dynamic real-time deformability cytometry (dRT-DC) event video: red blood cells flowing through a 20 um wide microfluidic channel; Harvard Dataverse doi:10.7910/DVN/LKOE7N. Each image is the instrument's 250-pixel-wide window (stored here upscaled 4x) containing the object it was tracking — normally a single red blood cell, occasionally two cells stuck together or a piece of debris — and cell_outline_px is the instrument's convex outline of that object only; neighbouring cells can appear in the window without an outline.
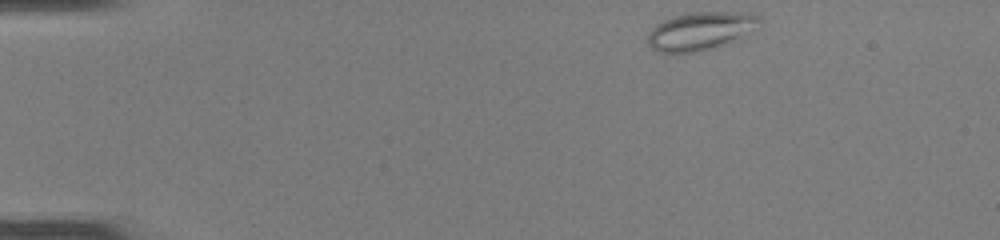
{"species": "common noctule bat (a hibernating species)", "species_latin": "Nyctalus noctula", "temperature_condition": "room temperature", "stored_images_in_passage": 43, "camera_frame_rate_fps": 3000, "um_per_image_px": 0.085, "animal": {"sex": "female", "body_mass_g": 22.0, "forearm_length_mm": 56.7}, "frame": {"image": 1, "passage_image": 1, "time_ms": 0.0, "image_size_px": [1000, 240], "cell_outline_px": [[764, 20], [740, 40], [716, 48], [700, 52], [660, 52], [652, 48], [648, 44], [648, 32], [656, 24], [664, 20], [676, 16], [692, 12], [756, 12]], "centroid_in_image_um": [59.63, 2.63], "position_along_channel_um": 25.4, "area_um2": 25.32}}
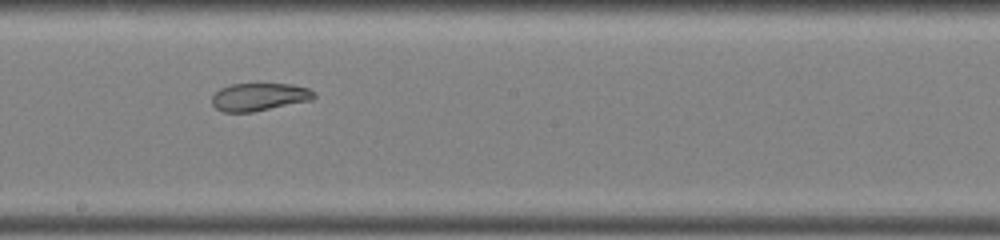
{"frame": {"image": 2, "passage_image": 22, "time_ms": 7.0, "image_size_px": [1000, 240], "cell_outline_px": [[316, 96], [312, 100], [252, 112], [224, 112], [216, 108], [212, 104], [212, 96], [220, 88], [232, 84], [256, 80], [292, 84], [308, 88]], "centroid_in_image_um": [22.02, 8.18], "position_along_channel_um": 226.2, "area_um2": 17.28}}
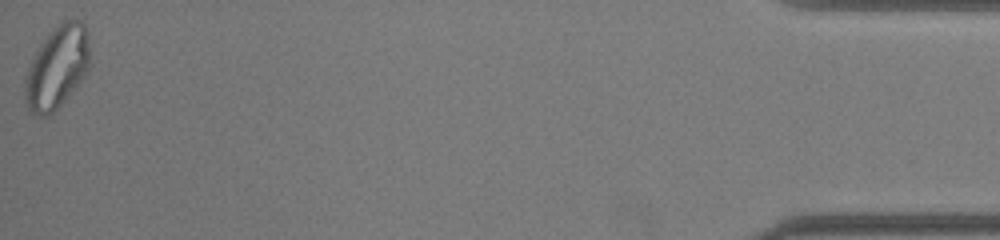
{"frame": {"image": 3, "passage_image": 43, "time_ms": 14.0, "image_size_px": [1000, 240], "cell_outline_px": [[88, 68], [80, 84], [48, 116], [36, 116], [28, 108], [24, 100], [24, 88], [28, 68], [40, 44], [48, 32], [56, 24], [64, 20], [80, 20], [84, 24], [88, 32]], "centroid_in_image_um": [4.84, 5.71], "position_along_channel_um": 430.4, "area_um2": 31.1}, "authors_computed_cell_mechanics": {"area_um2": 22.8888, "velocity_mm_per_s": 4.11, "shape_relaxation_time_tau1_ms": null, "shape_relaxation_time_tau2_ms": 1.5137, "deformation_change_tau1": null, "deformation_change_tau2": 0.0784}}